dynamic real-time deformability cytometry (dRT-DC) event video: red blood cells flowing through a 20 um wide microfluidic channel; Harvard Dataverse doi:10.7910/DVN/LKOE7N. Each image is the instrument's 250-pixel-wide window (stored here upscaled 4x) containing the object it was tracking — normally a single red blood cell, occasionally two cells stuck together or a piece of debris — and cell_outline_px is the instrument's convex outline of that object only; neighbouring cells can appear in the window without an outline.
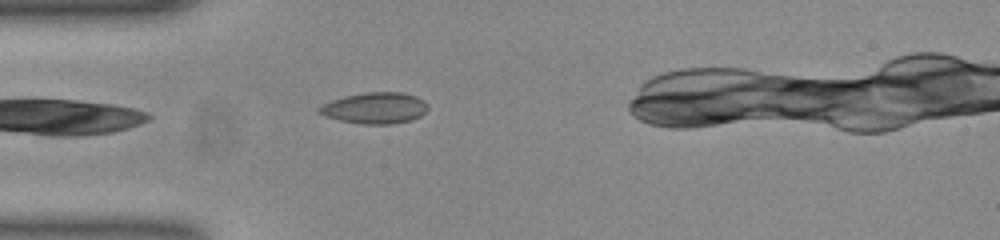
{"species": "common noctule bat (a hibernating species)", "species_latin": "Nyctalus noctula", "temperature_condition": "room temperature", "stored_images_in_passage": 33, "camera_frame_rate_fps": 3000, "um_per_image_px": 0.085, "animal": {"sex": "female", "body_mass_g": 23.0, "forearm_length_mm": 53.4}, "frame": {"image": 1, "passage_image": 2, "time_ms": 0.333, "image_size_px": [1000, 240], "cell_outline_px": [[428, 108], [420, 116], [412, 120], [392, 124], [364, 124], [340, 120], [324, 116], [316, 112], [316, 108], [332, 100], [344, 96], [368, 92], [400, 92], [416, 96], [424, 100], [428, 104]], "centroid_in_image_um": [31.86, 9.18], "position_along_channel_um": 53.1, "area_um2": 19.83}}
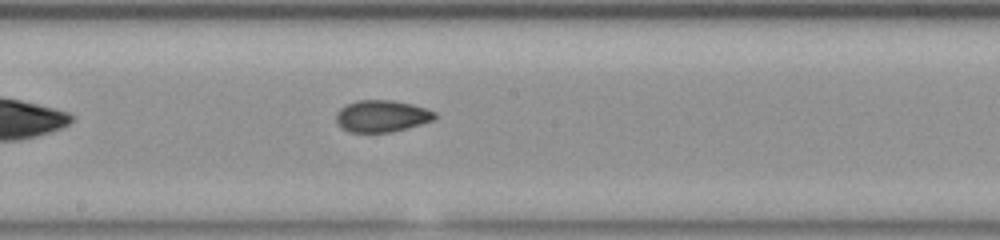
{"frame": {"image": 2, "passage_image": 15, "time_ms": 4.667, "image_size_px": [1000, 240], "cell_outline_px": [[436, 120], [388, 132], [348, 132], [336, 120], [336, 112], [340, 108], [356, 100], [392, 100], [412, 104], [436, 112]], "centroid_in_image_um": [32.46, 9.85], "position_along_channel_um": 215.7, "area_um2": 18.09}}
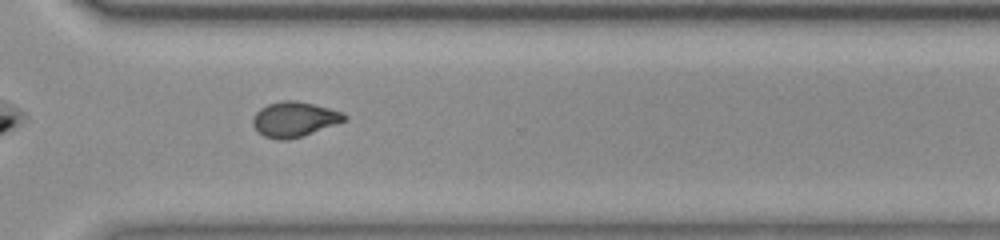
{"frame": {"image": 3, "passage_image": 25, "time_ms": 8.0, "image_size_px": [1000, 240], "cell_outline_px": [[348, 120], [300, 136], [284, 140], [280, 140], [264, 136], [252, 124], [252, 120], [256, 112], [260, 108], [268, 104], [280, 100], [296, 100], [344, 112], [348, 116]], "centroid_in_image_um": [25.03, 10.12], "position_along_channel_um": 345.6, "area_um2": 18.5}}